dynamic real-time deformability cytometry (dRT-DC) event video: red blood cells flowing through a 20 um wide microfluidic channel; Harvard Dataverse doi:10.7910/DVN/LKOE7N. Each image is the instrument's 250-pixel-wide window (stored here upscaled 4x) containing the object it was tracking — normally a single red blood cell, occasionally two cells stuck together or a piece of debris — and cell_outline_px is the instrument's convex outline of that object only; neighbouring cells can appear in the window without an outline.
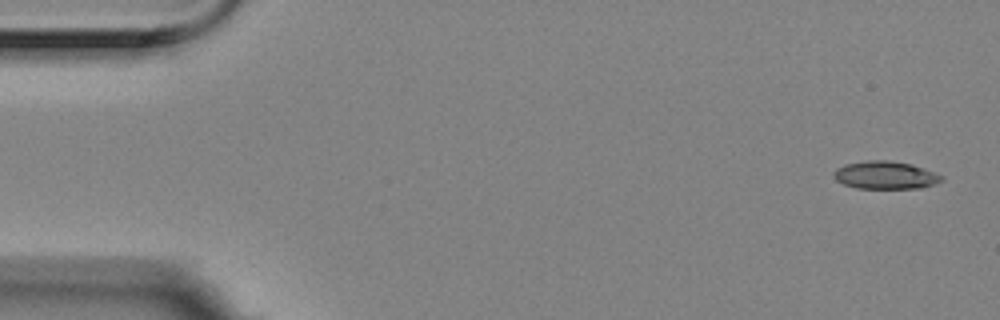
{"species": "Egyptian fruit bat (a non-hibernating species)", "species_latin": "Rousettus aegyptiacus", "temperature_condition": "room temperature", "stored_images_in_passage": 4, "camera_frame_rate_fps": 3000, "um_per_image_px": 0.085, "animal": {"sex": "female"}, "frame": {"image": 1, "passage_image": 1, "time_ms": 0.0, "image_size_px": [1000, 320], "cell_outline_px": [[944, 180], [920, 188], [856, 188], [844, 184], [836, 180], [832, 176], [832, 172], [836, 168], [844, 164], [868, 160], [888, 160], [912, 164], [924, 168], [944, 176]], "centroid_in_image_um": [75.23, 14.88], "position_along_channel_um": 9.8, "area_um2": 17.57}}